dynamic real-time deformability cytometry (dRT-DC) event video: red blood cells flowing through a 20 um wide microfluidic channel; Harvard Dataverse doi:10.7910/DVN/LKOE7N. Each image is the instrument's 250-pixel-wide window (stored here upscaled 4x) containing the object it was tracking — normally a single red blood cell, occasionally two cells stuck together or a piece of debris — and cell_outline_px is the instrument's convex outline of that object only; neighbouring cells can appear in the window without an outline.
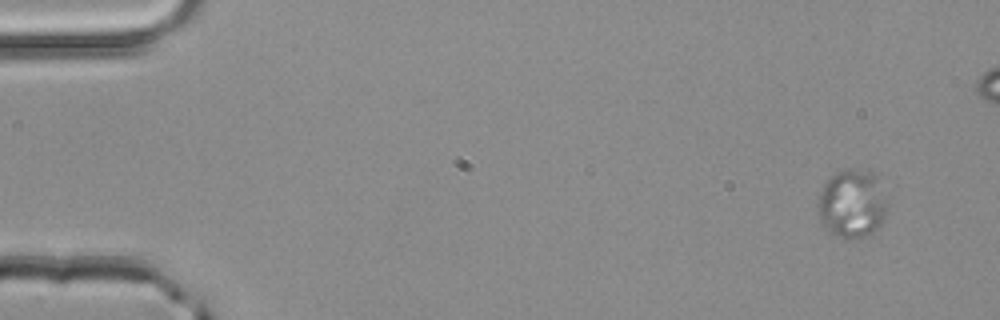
{"species": "common noctule bat (a hibernating species)", "species_latin": "Nyctalus noctula", "temperature_condition": "room temperature", "stored_images_in_passage": 5, "camera_frame_rate_fps": 3000, "um_per_image_px": 0.085, "animal": {"sex": "male", "body_mass_g": 20.4}, "frame": {"image": 1, "passage_image": 1, "time_ms": 0.0, "image_size_px": [1000, 320], "cell_outline_px": [[888, 204], [884, 224], [876, 232], [868, 236], [840, 236], [824, 228], [820, 220], [820, 196], [824, 184], [836, 172], [844, 168], [852, 168], [876, 172]], "centroid_in_image_um": [72.51, 17.28], "position_along_channel_um": 12.5, "area_um2": 27.69}}
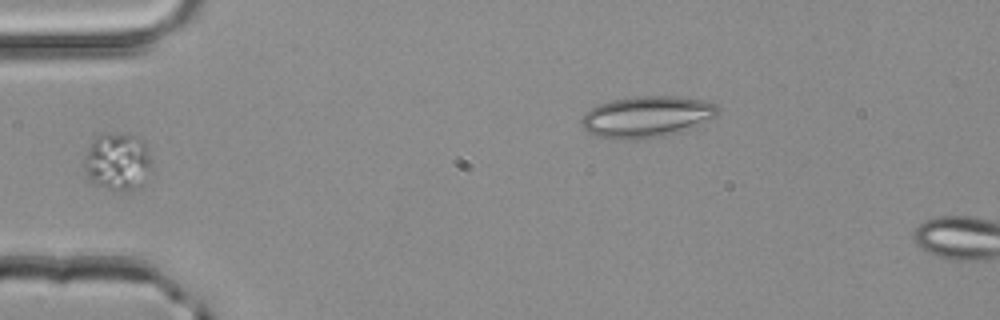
{"frame": {"image": 2, "passage_image": 4, "time_ms": 1.0, "image_size_px": [1000, 320], "cell_outline_px": [[152, 168], [144, 184], [132, 192], [112, 192], [88, 184], [84, 180], [84, 156], [88, 148], [96, 136], [108, 132], [128, 132], [140, 136], [144, 140], [152, 160]], "centroid_in_image_um": [9.98, 13.79], "position_along_channel_um": 75.0, "area_um2": 24.51}}